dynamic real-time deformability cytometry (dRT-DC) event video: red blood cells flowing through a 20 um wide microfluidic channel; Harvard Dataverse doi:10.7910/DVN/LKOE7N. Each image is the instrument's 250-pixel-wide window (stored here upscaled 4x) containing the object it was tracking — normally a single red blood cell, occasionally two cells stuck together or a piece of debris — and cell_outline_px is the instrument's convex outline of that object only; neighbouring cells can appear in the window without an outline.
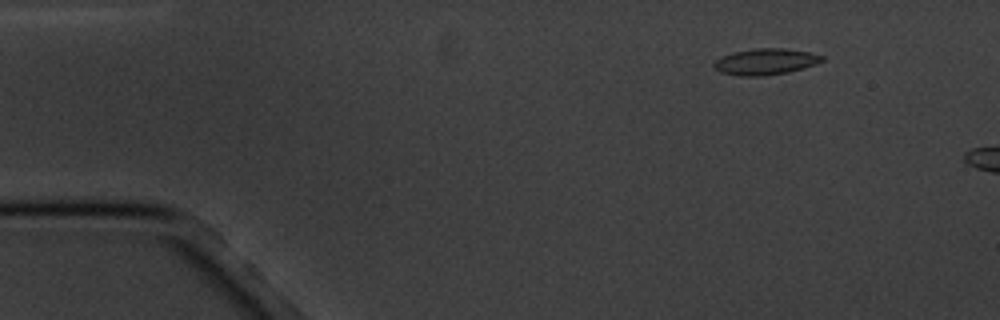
{"species": "common noctule bat (a hibernating species)", "species_latin": "Nyctalus noctula", "temperature_condition": "cold", "stored_images_in_passage": 4, "camera_frame_rate_fps": 3000, "um_per_image_px": 0.085, "animal": {"sex": "male", "body_mass_g": 20.1, "forearm_length_mm": 53.5}, "frame": {"image": 1, "passage_image": 2, "time_ms": 1.0, "image_size_px": [1000, 320], "cell_outline_px": [[824, 60], [816, 64], [788, 72], [764, 76], [740, 76], [720, 72], [712, 68], [712, 64], [716, 60], [732, 52], [756, 48], [784, 48], [808, 52], [824, 56]], "centroid_in_image_um": [65.04, 5.24], "position_along_channel_um": 20.0, "area_um2": 16.53}}